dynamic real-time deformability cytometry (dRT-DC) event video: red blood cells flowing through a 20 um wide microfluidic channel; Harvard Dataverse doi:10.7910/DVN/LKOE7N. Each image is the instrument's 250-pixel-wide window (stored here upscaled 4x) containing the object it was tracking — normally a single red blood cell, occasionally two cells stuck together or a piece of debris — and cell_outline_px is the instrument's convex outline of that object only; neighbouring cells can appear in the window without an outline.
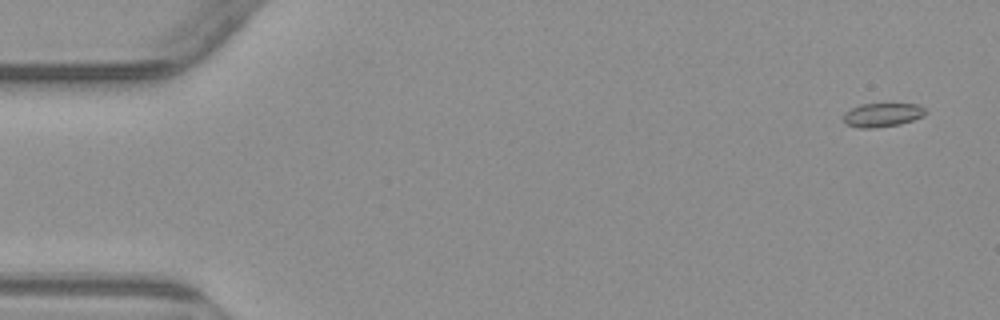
{"species": "common noctule bat (a hibernating species)", "species_latin": "Nyctalus noctula", "temperature_condition": "warm", "stored_images_in_passage": 8, "camera_frame_rate_fps": 3000, "um_per_image_px": 0.085, "animal": {"sex": "male", "body_mass_g": 23.1, "forearm_length_mm": 52.7}, "frame": {"image": 1, "passage_image": 1, "time_ms": 0.0, "image_size_px": [1000, 320], "cell_outline_px": [[928, 112], [924, 116], [900, 124], [876, 128], [856, 128], [844, 124], [844, 112], [860, 104], [920, 104]], "centroid_in_image_um": [75.0, 9.77], "position_along_channel_um": 10.0, "area_um2": 11.56}}
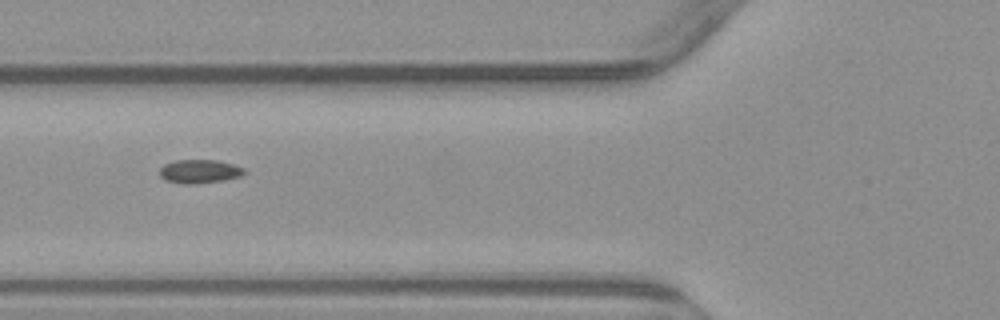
{"frame": {"image": 2, "passage_image": 6, "time_ms": 6.0, "image_size_px": [1000, 320], "cell_outline_px": [[248, 172], [240, 176], [224, 180], [192, 184], [184, 184], [164, 180], [160, 176], [160, 168], [164, 164], [172, 160], [216, 160], [232, 164], [244, 168]], "centroid_in_image_um": [16.95, 14.56], "position_along_channel_um": 108.9, "area_um2": 11.73}}
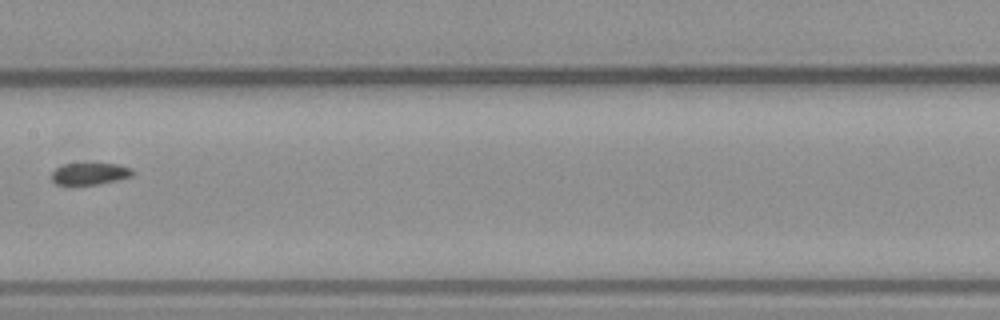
{"frame": {"image": 3, "passage_image": 8, "time_ms": 8.333, "image_size_px": [1000, 320], "cell_outline_px": [[136, 172], [132, 176], [100, 184], [72, 188], [56, 184], [52, 180], [52, 172], [60, 164], [120, 164], [132, 168]], "centroid_in_image_um": [7.6, 14.81], "position_along_channel_um": 199.8, "area_um2": 10.92}}